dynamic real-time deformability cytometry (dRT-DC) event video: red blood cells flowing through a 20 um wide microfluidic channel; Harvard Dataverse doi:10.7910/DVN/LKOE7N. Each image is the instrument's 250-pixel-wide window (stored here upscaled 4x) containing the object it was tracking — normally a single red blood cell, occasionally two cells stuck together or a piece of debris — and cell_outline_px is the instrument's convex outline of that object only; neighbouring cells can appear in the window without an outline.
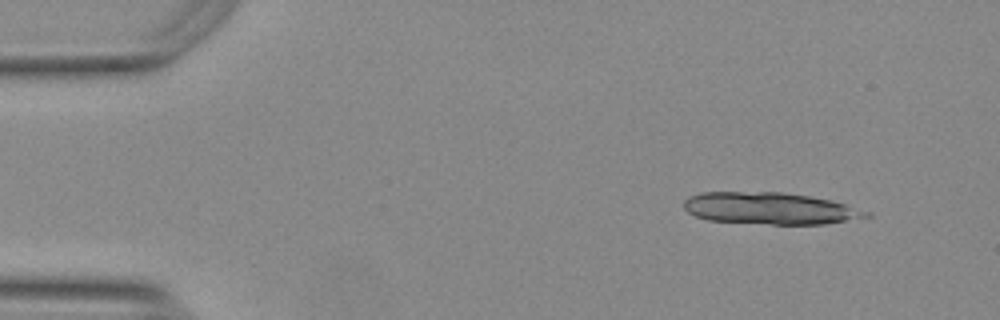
{"species": "Egyptian fruit bat (a non-hibernating species)", "species_latin": "Rousettus aegyptiacus", "temperature_condition": "warm", "stored_images_in_passage": 6, "camera_frame_rate_fps": 3000, "um_per_image_px": 0.085, "animal": {"sex": "female"}, "frame": {"image": 1, "passage_image": 1, "time_ms": 0.0, "image_size_px": [1000, 320], "cell_outline_px": [[872, 216], [824, 224], [772, 224], [708, 220], [696, 216], [688, 212], [684, 208], [684, 200], [692, 196], [704, 192], [784, 192], [808, 196], [828, 200], [844, 204], [872, 212]], "centroid_in_image_um": [65.46, 17.71], "position_along_channel_um": 19.5, "area_um2": 33.52}}